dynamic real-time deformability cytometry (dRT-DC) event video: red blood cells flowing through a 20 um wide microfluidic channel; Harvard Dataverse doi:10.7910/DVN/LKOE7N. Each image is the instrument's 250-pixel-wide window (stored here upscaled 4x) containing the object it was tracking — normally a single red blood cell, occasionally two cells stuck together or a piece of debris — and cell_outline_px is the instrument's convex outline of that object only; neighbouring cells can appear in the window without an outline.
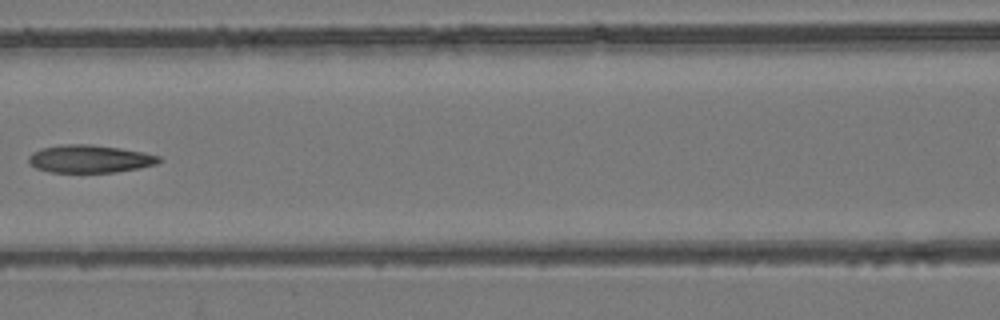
{"species": "common noctule bat (a hibernating species)", "species_latin": "Nyctalus noctula", "temperature_condition": "room temperature", "stored_images_in_passage": 7, "segment_of_instrument_passage": [1, 2], "camera_frame_rate_fps": 3000, "um_per_image_px": 0.085, "animal": {"sex": "female", "body_mass_g": 24.6, "forearm_length_mm": 56.2}, "frame": {"image": 1, "passage_image": 6, "time_ms": 5.667, "image_size_px": [1000, 320], "cell_outline_px": [[160, 160], [156, 164], [116, 172], [48, 172], [36, 168], [28, 164], [28, 156], [32, 152], [40, 148], [64, 144], [92, 144], [120, 148], [144, 152], [160, 156]], "centroid_in_image_um": [7.57, 13.49], "position_along_channel_um": 159.0, "area_um2": 21.15}}